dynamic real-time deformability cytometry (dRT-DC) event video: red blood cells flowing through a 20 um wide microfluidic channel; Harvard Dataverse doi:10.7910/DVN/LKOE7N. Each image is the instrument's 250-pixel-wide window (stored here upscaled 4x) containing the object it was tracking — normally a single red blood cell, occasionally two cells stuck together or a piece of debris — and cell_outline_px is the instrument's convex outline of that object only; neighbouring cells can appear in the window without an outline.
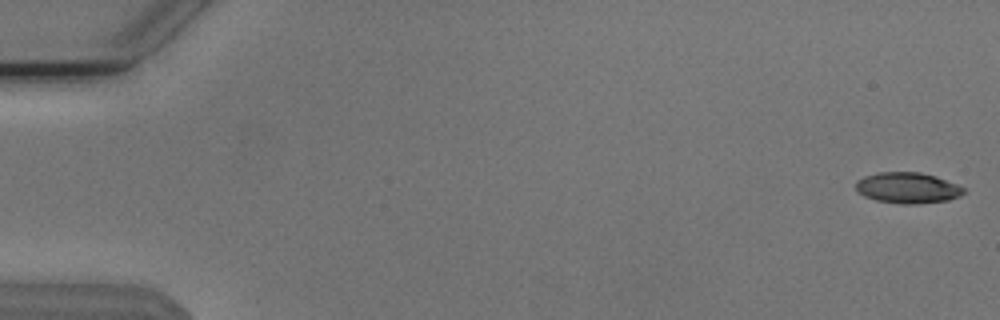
{"species": "Egyptian fruit bat (a non-hibernating species)", "species_latin": "Rousettus aegyptiacus", "temperature_condition": "cold", "stored_images_in_passage": 52, "camera_frame_rate_fps": 3000, "um_per_image_px": 0.085, "animal": {"sex": "male"}, "frame": {"image": 1, "passage_image": 1, "time_ms": 0.0, "image_size_px": [1000, 320], "cell_outline_px": [[964, 192], [960, 196], [948, 200], [916, 204], [900, 204], [876, 200], [864, 196], [856, 192], [856, 180], [864, 176], [876, 172], [920, 172], [936, 176], [956, 184], [964, 188]], "centroid_in_image_um": [77.11, 15.96], "position_along_channel_um": 7.9, "area_um2": 19.54}}
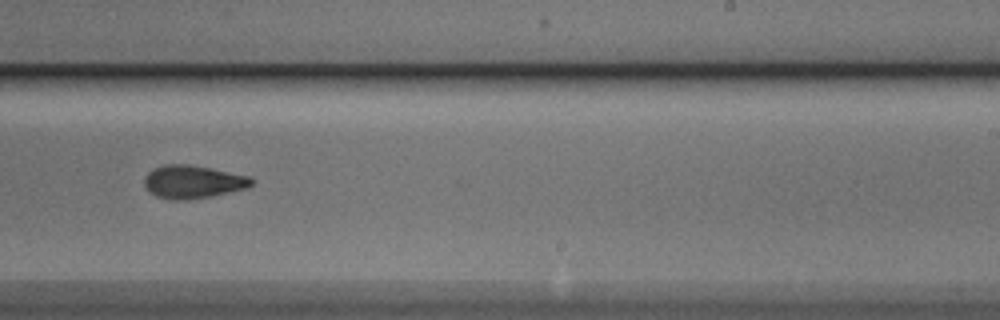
{"frame": {"image": 2, "passage_image": 34, "time_ms": 11.0, "image_size_px": [1000, 320], "cell_outline_px": [[252, 184], [248, 188], [212, 196], [184, 200], [172, 200], [156, 196], [148, 192], [144, 184], [144, 176], [148, 172], [164, 164], [188, 164], [248, 176], [252, 180]], "centroid_in_image_um": [16.35, 15.47], "position_along_channel_um": 272.7, "area_um2": 20.52}}
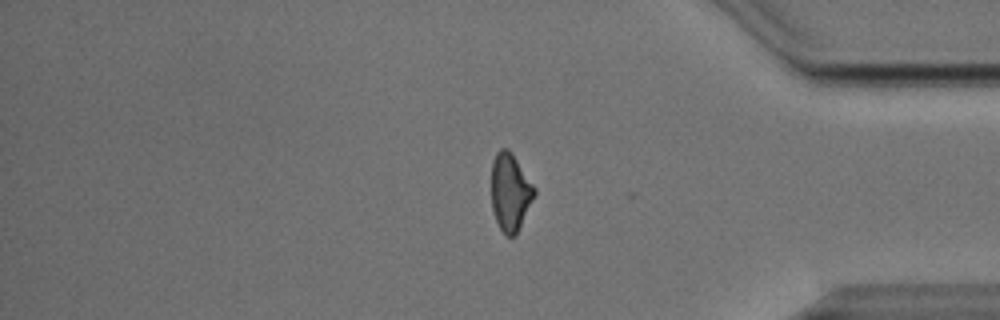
{"frame": {"image": 3, "passage_image": 45, "time_ms": 14.667, "image_size_px": [1000, 320], "cell_outline_px": [[536, 192], [516, 236], [508, 236], [500, 228], [496, 220], [492, 208], [492, 160], [496, 152], [500, 148], [508, 148], [512, 152], [536, 188]], "centroid_in_image_um": [43.37, 16.29], "position_along_channel_um": 391.8, "area_um2": 19.42}}